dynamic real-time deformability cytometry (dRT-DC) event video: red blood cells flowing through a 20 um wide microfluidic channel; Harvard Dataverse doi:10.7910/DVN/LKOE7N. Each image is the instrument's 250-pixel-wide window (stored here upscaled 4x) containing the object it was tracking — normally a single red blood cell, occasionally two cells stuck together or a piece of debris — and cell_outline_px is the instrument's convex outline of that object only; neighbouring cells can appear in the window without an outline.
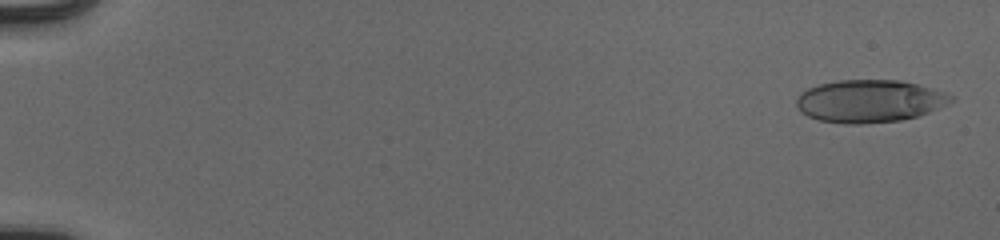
{"species": "human", "species_latin": "Homo sapiens", "temperature_condition": "cold", "stored_images_in_passage": 54, "camera_frame_rate_fps": 3000, "um_per_image_px": 0.085, "donor": {"sex": "male"}, "frame": {"image": 1, "passage_image": 2, "time_ms": 0.333, "image_size_px": [1000, 240], "cell_outline_px": [[956, 100], [948, 104], [920, 116], [900, 120], [860, 124], [844, 124], [820, 120], [808, 116], [800, 112], [796, 104], [796, 96], [800, 92], [808, 88], [820, 84], [836, 80], [900, 80], [932, 88], [956, 96]], "centroid_in_image_um": [73.92, 8.59], "position_along_channel_um": 11.1, "area_um2": 38.67}}
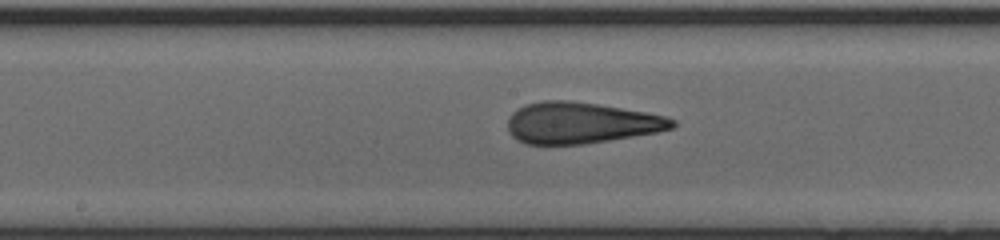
{"frame": {"image": 2, "passage_image": 30, "time_ms": 9.667, "image_size_px": [1000, 240], "cell_outline_px": [[676, 124], [672, 128], [656, 132], [584, 144], [524, 144], [516, 140], [508, 132], [508, 116], [512, 112], [524, 104], [544, 100], [568, 100], [596, 104], [644, 112], [664, 116], [676, 120]], "centroid_in_image_um": [49.3, 10.44], "position_along_channel_um": 198.9, "area_um2": 39.42}}
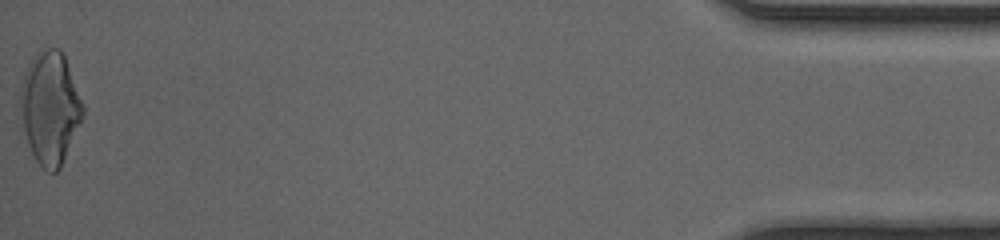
{"frame": {"image": 3, "passage_image": 54, "time_ms": 17.667, "image_size_px": [1000, 240], "cell_outline_px": [[84, 112], [60, 168], [56, 172], [48, 172], [36, 160], [28, 144], [24, 132], [20, 116], [20, 88], [28, 64], [32, 56], [48, 48], [60, 48], [64, 56], [84, 104]], "centroid_in_image_um": [4.24, 9.15], "position_along_channel_um": 431.0, "area_um2": 40.52}, "authors_computed_cell_mechanics": {"area_um2": 39.0439, "velocity_mm_per_s": 3.9577, "shape_relaxation_time_tau1_ms": 6.0835, "shape_relaxation_time_tau2_ms": 1.4261, "deformation_change_tau1": 0.2656, "deformation_change_tau2": 0.1182}}